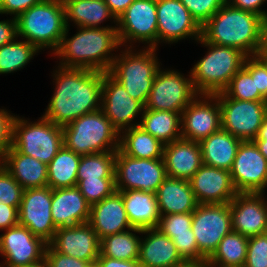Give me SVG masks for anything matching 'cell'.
Returning a JSON list of instances; mask_svg holds the SVG:
<instances>
[{
	"label": "cell",
	"mask_w": 267,
	"mask_h": 267,
	"mask_svg": "<svg viewBox=\"0 0 267 267\" xmlns=\"http://www.w3.org/2000/svg\"><path fill=\"white\" fill-rule=\"evenodd\" d=\"M57 68L52 73L55 89L42 115L44 118L63 127L84 114L101 109L103 75L106 72Z\"/></svg>",
	"instance_id": "1"
},
{
	"label": "cell",
	"mask_w": 267,
	"mask_h": 267,
	"mask_svg": "<svg viewBox=\"0 0 267 267\" xmlns=\"http://www.w3.org/2000/svg\"><path fill=\"white\" fill-rule=\"evenodd\" d=\"M69 29L67 26L59 47L53 53L54 57L60 58L59 66L109 72L116 57L112 51L122 47L117 26L77 27L78 32L71 38L67 37Z\"/></svg>",
	"instance_id": "2"
},
{
	"label": "cell",
	"mask_w": 267,
	"mask_h": 267,
	"mask_svg": "<svg viewBox=\"0 0 267 267\" xmlns=\"http://www.w3.org/2000/svg\"><path fill=\"white\" fill-rule=\"evenodd\" d=\"M265 19L225 3L202 27L201 38L208 43L258 55Z\"/></svg>",
	"instance_id": "3"
},
{
	"label": "cell",
	"mask_w": 267,
	"mask_h": 267,
	"mask_svg": "<svg viewBox=\"0 0 267 267\" xmlns=\"http://www.w3.org/2000/svg\"><path fill=\"white\" fill-rule=\"evenodd\" d=\"M197 42L208 51L190 70L195 90L208 95L223 92L243 67L247 55L236 48L205 42L202 38Z\"/></svg>",
	"instance_id": "4"
},
{
	"label": "cell",
	"mask_w": 267,
	"mask_h": 267,
	"mask_svg": "<svg viewBox=\"0 0 267 267\" xmlns=\"http://www.w3.org/2000/svg\"><path fill=\"white\" fill-rule=\"evenodd\" d=\"M17 37H23L39 51L57 50L66 30L62 0H43L16 18Z\"/></svg>",
	"instance_id": "5"
},
{
	"label": "cell",
	"mask_w": 267,
	"mask_h": 267,
	"mask_svg": "<svg viewBox=\"0 0 267 267\" xmlns=\"http://www.w3.org/2000/svg\"><path fill=\"white\" fill-rule=\"evenodd\" d=\"M156 48L144 47L136 51L125 47L117 54L109 74L118 81L135 100L146 104L156 72L160 68Z\"/></svg>",
	"instance_id": "6"
},
{
	"label": "cell",
	"mask_w": 267,
	"mask_h": 267,
	"mask_svg": "<svg viewBox=\"0 0 267 267\" xmlns=\"http://www.w3.org/2000/svg\"><path fill=\"white\" fill-rule=\"evenodd\" d=\"M62 128L64 146L78 155L119 149L120 134L101 109L84 114Z\"/></svg>",
	"instance_id": "7"
},
{
	"label": "cell",
	"mask_w": 267,
	"mask_h": 267,
	"mask_svg": "<svg viewBox=\"0 0 267 267\" xmlns=\"http://www.w3.org/2000/svg\"><path fill=\"white\" fill-rule=\"evenodd\" d=\"M63 128L41 116L37 122L15 116L12 125L11 146L19 153L31 156L45 164L63 147Z\"/></svg>",
	"instance_id": "8"
},
{
	"label": "cell",
	"mask_w": 267,
	"mask_h": 267,
	"mask_svg": "<svg viewBox=\"0 0 267 267\" xmlns=\"http://www.w3.org/2000/svg\"><path fill=\"white\" fill-rule=\"evenodd\" d=\"M167 178L163 158H133L119 149L115 156L116 191L142 190L156 193L160 184Z\"/></svg>",
	"instance_id": "9"
},
{
	"label": "cell",
	"mask_w": 267,
	"mask_h": 267,
	"mask_svg": "<svg viewBox=\"0 0 267 267\" xmlns=\"http://www.w3.org/2000/svg\"><path fill=\"white\" fill-rule=\"evenodd\" d=\"M221 109V129L241 141H253L267 114V101H243L215 94Z\"/></svg>",
	"instance_id": "10"
},
{
	"label": "cell",
	"mask_w": 267,
	"mask_h": 267,
	"mask_svg": "<svg viewBox=\"0 0 267 267\" xmlns=\"http://www.w3.org/2000/svg\"><path fill=\"white\" fill-rule=\"evenodd\" d=\"M184 74L174 69H158L144 108L182 113L184 108L199 95L194 88L191 72Z\"/></svg>",
	"instance_id": "11"
},
{
	"label": "cell",
	"mask_w": 267,
	"mask_h": 267,
	"mask_svg": "<svg viewBox=\"0 0 267 267\" xmlns=\"http://www.w3.org/2000/svg\"><path fill=\"white\" fill-rule=\"evenodd\" d=\"M191 227L198 251L208 259L225 235L232 231L229 203L198 204L192 212Z\"/></svg>",
	"instance_id": "12"
},
{
	"label": "cell",
	"mask_w": 267,
	"mask_h": 267,
	"mask_svg": "<svg viewBox=\"0 0 267 267\" xmlns=\"http://www.w3.org/2000/svg\"><path fill=\"white\" fill-rule=\"evenodd\" d=\"M116 26L120 45L134 48V43L144 42L148 48L157 49L156 0H134L117 19Z\"/></svg>",
	"instance_id": "13"
},
{
	"label": "cell",
	"mask_w": 267,
	"mask_h": 267,
	"mask_svg": "<svg viewBox=\"0 0 267 267\" xmlns=\"http://www.w3.org/2000/svg\"><path fill=\"white\" fill-rule=\"evenodd\" d=\"M237 193H264L267 187V159L254 141H242L230 170Z\"/></svg>",
	"instance_id": "14"
},
{
	"label": "cell",
	"mask_w": 267,
	"mask_h": 267,
	"mask_svg": "<svg viewBox=\"0 0 267 267\" xmlns=\"http://www.w3.org/2000/svg\"><path fill=\"white\" fill-rule=\"evenodd\" d=\"M157 45L177 43L185 38L196 42L201 38V26L180 0H156Z\"/></svg>",
	"instance_id": "15"
},
{
	"label": "cell",
	"mask_w": 267,
	"mask_h": 267,
	"mask_svg": "<svg viewBox=\"0 0 267 267\" xmlns=\"http://www.w3.org/2000/svg\"><path fill=\"white\" fill-rule=\"evenodd\" d=\"M220 129L221 109L216 95H197L181 113L183 139L200 142Z\"/></svg>",
	"instance_id": "16"
},
{
	"label": "cell",
	"mask_w": 267,
	"mask_h": 267,
	"mask_svg": "<svg viewBox=\"0 0 267 267\" xmlns=\"http://www.w3.org/2000/svg\"><path fill=\"white\" fill-rule=\"evenodd\" d=\"M52 189L49 186L26 189L18 210L19 225L49 244L56 230L51 215Z\"/></svg>",
	"instance_id": "17"
},
{
	"label": "cell",
	"mask_w": 267,
	"mask_h": 267,
	"mask_svg": "<svg viewBox=\"0 0 267 267\" xmlns=\"http://www.w3.org/2000/svg\"><path fill=\"white\" fill-rule=\"evenodd\" d=\"M47 243L27 227L16 225L0 235V255L5 258L1 267H25L44 261Z\"/></svg>",
	"instance_id": "18"
},
{
	"label": "cell",
	"mask_w": 267,
	"mask_h": 267,
	"mask_svg": "<svg viewBox=\"0 0 267 267\" xmlns=\"http://www.w3.org/2000/svg\"><path fill=\"white\" fill-rule=\"evenodd\" d=\"M101 110L121 134L126 129L139 126V121L136 122L135 118L142 116L144 106L133 99L125 88L106 72L103 75Z\"/></svg>",
	"instance_id": "19"
},
{
	"label": "cell",
	"mask_w": 267,
	"mask_h": 267,
	"mask_svg": "<svg viewBox=\"0 0 267 267\" xmlns=\"http://www.w3.org/2000/svg\"><path fill=\"white\" fill-rule=\"evenodd\" d=\"M265 193H237L230 201L232 231L252 237L267 232Z\"/></svg>",
	"instance_id": "20"
},
{
	"label": "cell",
	"mask_w": 267,
	"mask_h": 267,
	"mask_svg": "<svg viewBox=\"0 0 267 267\" xmlns=\"http://www.w3.org/2000/svg\"><path fill=\"white\" fill-rule=\"evenodd\" d=\"M101 239L90 224L60 227L49 243L56 251L90 263L100 255Z\"/></svg>",
	"instance_id": "21"
},
{
	"label": "cell",
	"mask_w": 267,
	"mask_h": 267,
	"mask_svg": "<svg viewBox=\"0 0 267 267\" xmlns=\"http://www.w3.org/2000/svg\"><path fill=\"white\" fill-rule=\"evenodd\" d=\"M198 204H225L236 196L230 171L203 164L189 180Z\"/></svg>",
	"instance_id": "22"
},
{
	"label": "cell",
	"mask_w": 267,
	"mask_h": 267,
	"mask_svg": "<svg viewBox=\"0 0 267 267\" xmlns=\"http://www.w3.org/2000/svg\"><path fill=\"white\" fill-rule=\"evenodd\" d=\"M163 161L168 177L190 180L203 165L200 144L183 138L167 143Z\"/></svg>",
	"instance_id": "23"
},
{
	"label": "cell",
	"mask_w": 267,
	"mask_h": 267,
	"mask_svg": "<svg viewBox=\"0 0 267 267\" xmlns=\"http://www.w3.org/2000/svg\"><path fill=\"white\" fill-rule=\"evenodd\" d=\"M192 212L161 215L157 229L174 242L178 254L185 262L207 259L198 251L192 230Z\"/></svg>",
	"instance_id": "24"
},
{
	"label": "cell",
	"mask_w": 267,
	"mask_h": 267,
	"mask_svg": "<svg viewBox=\"0 0 267 267\" xmlns=\"http://www.w3.org/2000/svg\"><path fill=\"white\" fill-rule=\"evenodd\" d=\"M88 223L100 239L131 229L122 194L115 191L111 196L90 206Z\"/></svg>",
	"instance_id": "25"
},
{
	"label": "cell",
	"mask_w": 267,
	"mask_h": 267,
	"mask_svg": "<svg viewBox=\"0 0 267 267\" xmlns=\"http://www.w3.org/2000/svg\"><path fill=\"white\" fill-rule=\"evenodd\" d=\"M143 234L138 258L142 267H178L185 263L171 238L157 228L142 230Z\"/></svg>",
	"instance_id": "26"
},
{
	"label": "cell",
	"mask_w": 267,
	"mask_h": 267,
	"mask_svg": "<svg viewBox=\"0 0 267 267\" xmlns=\"http://www.w3.org/2000/svg\"><path fill=\"white\" fill-rule=\"evenodd\" d=\"M51 215L57 228L87 223L90 205L77 187L52 189Z\"/></svg>",
	"instance_id": "27"
},
{
	"label": "cell",
	"mask_w": 267,
	"mask_h": 267,
	"mask_svg": "<svg viewBox=\"0 0 267 267\" xmlns=\"http://www.w3.org/2000/svg\"><path fill=\"white\" fill-rule=\"evenodd\" d=\"M132 228L140 230L157 228L161 214L156 193L142 190L119 191Z\"/></svg>",
	"instance_id": "28"
},
{
	"label": "cell",
	"mask_w": 267,
	"mask_h": 267,
	"mask_svg": "<svg viewBox=\"0 0 267 267\" xmlns=\"http://www.w3.org/2000/svg\"><path fill=\"white\" fill-rule=\"evenodd\" d=\"M1 163L24 190L48 186L47 164L19 153L12 146Z\"/></svg>",
	"instance_id": "29"
},
{
	"label": "cell",
	"mask_w": 267,
	"mask_h": 267,
	"mask_svg": "<svg viewBox=\"0 0 267 267\" xmlns=\"http://www.w3.org/2000/svg\"><path fill=\"white\" fill-rule=\"evenodd\" d=\"M161 215L193 212L198 202L189 180L168 177L156 192Z\"/></svg>",
	"instance_id": "30"
},
{
	"label": "cell",
	"mask_w": 267,
	"mask_h": 267,
	"mask_svg": "<svg viewBox=\"0 0 267 267\" xmlns=\"http://www.w3.org/2000/svg\"><path fill=\"white\" fill-rule=\"evenodd\" d=\"M241 140L220 129L199 142L203 164L230 171Z\"/></svg>",
	"instance_id": "31"
},
{
	"label": "cell",
	"mask_w": 267,
	"mask_h": 267,
	"mask_svg": "<svg viewBox=\"0 0 267 267\" xmlns=\"http://www.w3.org/2000/svg\"><path fill=\"white\" fill-rule=\"evenodd\" d=\"M65 10V22H74L77 27L102 28L106 19L113 20L117 25L116 18L111 14L104 0H62Z\"/></svg>",
	"instance_id": "32"
},
{
	"label": "cell",
	"mask_w": 267,
	"mask_h": 267,
	"mask_svg": "<svg viewBox=\"0 0 267 267\" xmlns=\"http://www.w3.org/2000/svg\"><path fill=\"white\" fill-rule=\"evenodd\" d=\"M139 126L164 145L182 138L181 113L144 108Z\"/></svg>",
	"instance_id": "33"
},
{
	"label": "cell",
	"mask_w": 267,
	"mask_h": 267,
	"mask_svg": "<svg viewBox=\"0 0 267 267\" xmlns=\"http://www.w3.org/2000/svg\"><path fill=\"white\" fill-rule=\"evenodd\" d=\"M121 133L119 150L123 154L133 158H163L164 144L140 126L131 127Z\"/></svg>",
	"instance_id": "34"
},
{
	"label": "cell",
	"mask_w": 267,
	"mask_h": 267,
	"mask_svg": "<svg viewBox=\"0 0 267 267\" xmlns=\"http://www.w3.org/2000/svg\"><path fill=\"white\" fill-rule=\"evenodd\" d=\"M81 155L64 145L47 165L48 186L51 189L77 186V170Z\"/></svg>",
	"instance_id": "35"
},
{
	"label": "cell",
	"mask_w": 267,
	"mask_h": 267,
	"mask_svg": "<svg viewBox=\"0 0 267 267\" xmlns=\"http://www.w3.org/2000/svg\"><path fill=\"white\" fill-rule=\"evenodd\" d=\"M248 250V237L231 231L220 241L206 260L210 267H243Z\"/></svg>",
	"instance_id": "36"
},
{
	"label": "cell",
	"mask_w": 267,
	"mask_h": 267,
	"mask_svg": "<svg viewBox=\"0 0 267 267\" xmlns=\"http://www.w3.org/2000/svg\"><path fill=\"white\" fill-rule=\"evenodd\" d=\"M136 233L142 234V230L131 228L105 236L101 239L100 254L117 260H138L141 236L139 237Z\"/></svg>",
	"instance_id": "37"
},
{
	"label": "cell",
	"mask_w": 267,
	"mask_h": 267,
	"mask_svg": "<svg viewBox=\"0 0 267 267\" xmlns=\"http://www.w3.org/2000/svg\"><path fill=\"white\" fill-rule=\"evenodd\" d=\"M0 47V74L17 72L26 66L39 50L30 42L16 41Z\"/></svg>",
	"instance_id": "38"
},
{
	"label": "cell",
	"mask_w": 267,
	"mask_h": 267,
	"mask_svg": "<svg viewBox=\"0 0 267 267\" xmlns=\"http://www.w3.org/2000/svg\"><path fill=\"white\" fill-rule=\"evenodd\" d=\"M116 151L83 155L77 170V179L115 178Z\"/></svg>",
	"instance_id": "39"
},
{
	"label": "cell",
	"mask_w": 267,
	"mask_h": 267,
	"mask_svg": "<svg viewBox=\"0 0 267 267\" xmlns=\"http://www.w3.org/2000/svg\"><path fill=\"white\" fill-rule=\"evenodd\" d=\"M223 93L228 98L243 101H267L256 88L255 77H251L244 67L232 77Z\"/></svg>",
	"instance_id": "40"
},
{
	"label": "cell",
	"mask_w": 267,
	"mask_h": 267,
	"mask_svg": "<svg viewBox=\"0 0 267 267\" xmlns=\"http://www.w3.org/2000/svg\"><path fill=\"white\" fill-rule=\"evenodd\" d=\"M76 187L90 206L99 203L116 191L115 178L77 179Z\"/></svg>",
	"instance_id": "41"
},
{
	"label": "cell",
	"mask_w": 267,
	"mask_h": 267,
	"mask_svg": "<svg viewBox=\"0 0 267 267\" xmlns=\"http://www.w3.org/2000/svg\"><path fill=\"white\" fill-rule=\"evenodd\" d=\"M24 189L0 162V203L20 208Z\"/></svg>",
	"instance_id": "42"
},
{
	"label": "cell",
	"mask_w": 267,
	"mask_h": 267,
	"mask_svg": "<svg viewBox=\"0 0 267 267\" xmlns=\"http://www.w3.org/2000/svg\"><path fill=\"white\" fill-rule=\"evenodd\" d=\"M180 1L201 27L226 3V0Z\"/></svg>",
	"instance_id": "43"
},
{
	"label": "cell",
	"mask_w": 267,
	"mask_h": 267,
	"mask_svg": "<svg viewBox=\"0 0 267 267\" xmlns=\"http://www.w3.org/2000/svg\"><path fill=\"white\" fill-rule=\"evenodd\" d=\"M243 267H267V234L248 238V250Z\"/></svg>",
	"instance_id": "44"
},
{
	"label": "cell",
	"mask_w": 267,
	"mask_h": 267,
	"mask_svg": "<svg viewBox=\"0 0 267 267\" xmlns=\"http://www.w3.org/2000/svg\"><path fill=\"white\" fill-rule=\"evenodd\" d=\"M243 67L255 77L256 88L267 100V64L258 56H247Z\"/></svg>",
	"instance_id": "45"
},
{
	"label": "cell",
	"mask_w": 267,
	"mask_h": 267,
	"mask_svg": "<svg viewBox=\"0 0 267 267\" xmlns=\"http://www.w3.org/2000/svg\"><path fill=\"white\" fill-rule=\"evenodd\" d=\"M44 261L47 267H87L90 264V262L60 253L50 244H47L45 249Z\"/></svg>",
	"instance_id": "46"
},
{
	"label": "cell",
	"mask_w": 267,
	"mask_h": 267,
	"mask_svg": "<svg viewBox=\"0 0 267 267\" xmlns=\"http://www.w3.org/2000/svg\"><path fill=\"white\" fill-rule=\"evenodd\" d=\"M15 118L10 111L0 108V162L12 144V125Z\"/></svg>",
	"instance_id": "47"
},
{
	"label": "cell",
	"mask_w": 267,
	"mask_h": 267,
	"mask_svg": "<svg viewBox=\"0 0 267 267\" xmlns=\"http://www.w3.org/2000/svg\"><path fill=\"white\" fill-rule=\"evenodd\" d=\"M43 0H0V14L14 15L17 18L24 11Z\"/></svg>",
	"instance_id": "48"
},
{
	"label": "cell",
	"mask_w": 267,
	"mask_h": 267,
	"mask_svg": "<svg viewBox=\"0 0 267 267\" xmlns=\"http://www.w3.org/2000/svg\"><path fill=\"white\" fill-rule=\"evenodd\" d=\"M267 0H226L231 6L243 11L254 13L267 20V10H262L260 7Z\"/></svg>",
	"instance_id": "49"
},
{
	"label": "cell",
	"mask_w": 267,
	"mask_h": 267,
	"mask_svg": "<svg viewBox=\"0 0 267 267\" xmlns=\"http://www.w3.org/2000/svg\"><path fill=\"white\" fill-rule=\"evenodd\" d=\"M19 224L18 209L0 203V230L5 231Z\"/></svg>",
	"instance_id": "50"
},
{
	"label": "cell",
	"mask_w": 267,
	"mask_h": 267,
	"mask_svg": "<svg viewBox=\"0 0 267 267\" xmlns=\"http://www.w3.org/2000/svg\"><path fill=\"white\" fill-rule=\"evenodd\" d=\"M17 37L16 18L0 21V47L12 42Z\"/></svg>",
	"instance_id": "51"
},
{
	"label": "cell",
	"mask_w": 267,
	"mask_h": 267,
	"mask_svg": "<svg viewBox=\"0 0 267 267\" xmlns=\"http://www.w3.org/2000/svg\"><path fill=\"white\" fill-rule=\"evenodd\" d=\"M95 263L98 267H142L138 260H117L102 256L101 254Z\"/></svg>",
	"instance_id": "52"
},
{
	"label": "cell",
	"mask_w": 267,
	"mask_h": 267,
	"mask_svg": "<svg viewBox=\"0 0 267 267\" xmlns=\"http://www.w3.org/2000/svg\"><path fill=\"white\" fill-rule=\"evenodd\" d=\"M116 20L125 12L134 0H104Z\"/></svg>",
	"instance_id": "53"
},
{
	"label": "cell",
	"mask_w": 267,
	"mask_h": 267,
	"mask_svg": "<svg viewBox=\"0 0 267 267\" xmlns=\"http://www.w3.org/2000/svg\"><path fill=\"white\" fill-rule=\"evenodd\" d=\"M258 56L262 60H267V20H265L262 30V42Z\"/></svg>",
	"instance_id": "54"
},
{
	"label": "cell",
	"mask_w": 267,
	"mask_h": 267,
	"mask_svg": "<svg viewBox=\"0 0 267 267\" xmlns=\"http://www.w3.org/2000/svg\"><path fill=\"white\" fill-rule=\"evenodd\" d=\"M254 140H267V114L265 115L263 123L259 129L258 135Z\"/></svg>",
	"instance_id": "55"
},
{
	"label": "cell",
	"mask_w": 267,
	"mask_h": 267,
	"mask_svg": "<svg viewBox=\"0 0 267 267\" xmlns=\"http://www.w3.org/2000/svg\"><path fill=\"white\" fill-rule=\"evenodd\" d=\"M260 153L267 159V140H253Z\"/></svg>",
	"instance_id": "56"
},
{
	"label": "cell",
	"mask_w": 267,
	"mask_h": 267,
	"mask_svg": "<svg viewBox=\"0 0 267 267\" xmlns=\"http://www.w3.org/2000/svg\"><path fill=\"white\" fill-rule=\"evenodd\" d=\"M178 267H210L207 261H199V262H185L184 264Z\"/></svg>",
	"instance_id": "57"
},
{
	"label": "cell",
	"mask_w": 267,
	"mask_h": 267,
	"mask_svg": "<svg viewBox=\"0 0 267 267\" xmlns=\"http://www.w3.org/2000/svg\"><path fill=\"white\" fill-rule=\"evenodd\" d=\"M25 267H47L45 261H42L38 264L32 265V266H25Z\"/></svg>",
	"instance_id": "58"
},
{
	"label": "cell",
	"mask_w": 267,
	"mask_h": 267,
	"mask_svg": "<svg viewBox=\"0 0 267 267\" xmlns=\"http://www.w3.org/2000/svg\"><path fill=\"white\" fill-rule=\"evenodd\" d=\"M87 267H98V266L95 262H93V263H90Z\"/></svg>",
	"instance_id": "59"
}]
</instances>
